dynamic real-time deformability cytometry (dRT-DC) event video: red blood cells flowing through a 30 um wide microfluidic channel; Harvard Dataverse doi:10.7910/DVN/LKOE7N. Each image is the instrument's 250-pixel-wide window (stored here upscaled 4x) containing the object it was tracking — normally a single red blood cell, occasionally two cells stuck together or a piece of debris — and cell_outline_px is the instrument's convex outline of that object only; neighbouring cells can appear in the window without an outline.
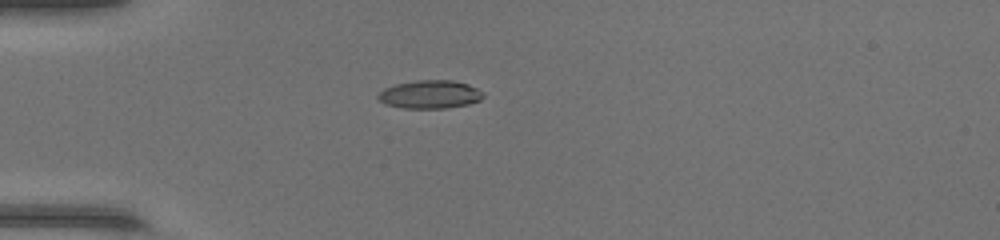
{"species": "common noctule bat (a hibernating species)", "species_latin": "Nyctalus noctula", "temperature_condition": "warm", "stored_images_in_passage": 35, "camera_frame_rate_fps": 3000, "um_per_image_px": 0.085, "animal": {"sex": "female", "body_mass_g": 17.0, "forearm_length_mm": 48.0}, "frame": {"image": 1, "passage_image": 1, "time_ms": 0.0, "image_size_px": [1000, 240], "cell_outline_px": [[484, 96], [480, 100], [468, 104], [444, 108], [400, 108], [384, 104], [376, 96], [384, 88], [396, 84], [416, 80], [452, 80], [468, 84], [484, 92]], "centroid_in_image_um": [36.53, 8.02], "position_along_channel_um": 48.5, "area_um2": 17.34}}
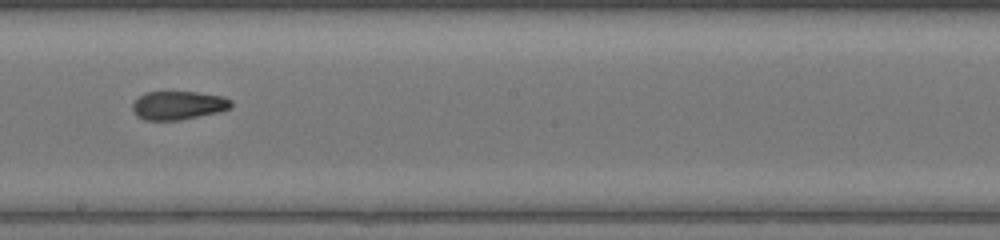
{"frame": {"image": 2, "passage_image": 15, "time_ms": 4.667, "image_size_px": [1000, 240], "cell_outline_px": [[232, 104], [228, 108], [220, 112], [180, 120], [144, 120], [136, 116], [132, 112], [132, 104], [144, 92], [196, 92], [224, 96], [232, 100]], "centroid_in_image_um": [15.14, 8.96], "position_along_channel_um": 233.1, "area_um2": 16.53}}
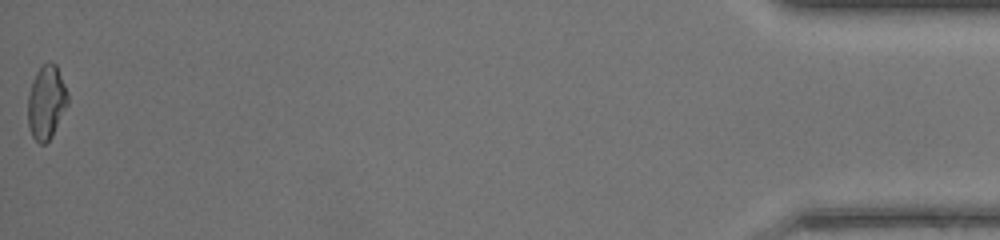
{"frame": {"image": 3, "passage_image": 35, "time_ms": 11.333, "image_size_px": [1000, 240], "cell_outline_px": [[68, 104], [52, 136], [44, 144], [40, 144], [32, 136], [28, 124], [28, 92], [32, 80], [36, 72], [48, 60], [52, 60], [56, 64], [68, 92]], "centroid_in_image_um": [3.94, 8.66], "position_along_channel_um": 431.3, "area_um2": 17.28}, "authors_computed_cell_mechanics": {"area_um2": 16.8776, "velocity_mm_per_s": 4.4121, "shape_relaxation_time_tau1_ms": null, "shape_relaxation_time_tau2_ms": 2.3554, "deformation_change_tau1": null, "deformation_change_tau2": 0.0629}}